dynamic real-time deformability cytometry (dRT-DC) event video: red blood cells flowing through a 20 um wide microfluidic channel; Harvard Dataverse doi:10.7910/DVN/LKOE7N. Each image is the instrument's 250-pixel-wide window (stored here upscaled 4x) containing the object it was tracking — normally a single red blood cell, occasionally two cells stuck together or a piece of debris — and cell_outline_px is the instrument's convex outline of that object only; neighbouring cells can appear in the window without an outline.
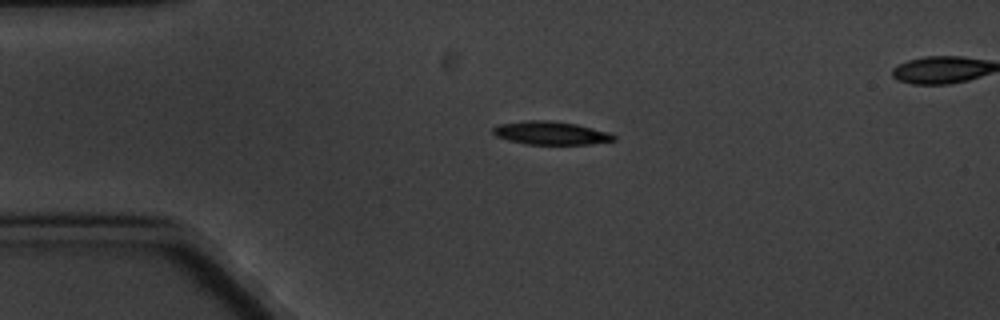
{"species": "common noctule bat (a hibernating species)", "species_latin": "Nyctalus noctula", "temperature_condition": "cold", "stored_images_in_passage": 4, "segment_of_instrument_passage": [1, 2], "camera_frame_rate_fps": 3000, "um_per_image_px": 0.085, "animal": {"sex": "male", "body_mass_g": 20.1, "forearm_length_mm": 53.5}, "frame": {"image": 1, "passage_image": 2, "time_ms": 1.333, "image_size_px": [1000, 320], "cell_outline_px": [[616, 140], [588, 144], [524, 144], [508, 140], [496, 136], [492, 132], [492, 128], [496, 124], [528, 120], [548, 120], [576, 124], [612, 132], [616, 136]], "centroid_in_image_um": [46.81, 11.3], "position_along_channel_um": 38.2, "area_um2": 16.53}}